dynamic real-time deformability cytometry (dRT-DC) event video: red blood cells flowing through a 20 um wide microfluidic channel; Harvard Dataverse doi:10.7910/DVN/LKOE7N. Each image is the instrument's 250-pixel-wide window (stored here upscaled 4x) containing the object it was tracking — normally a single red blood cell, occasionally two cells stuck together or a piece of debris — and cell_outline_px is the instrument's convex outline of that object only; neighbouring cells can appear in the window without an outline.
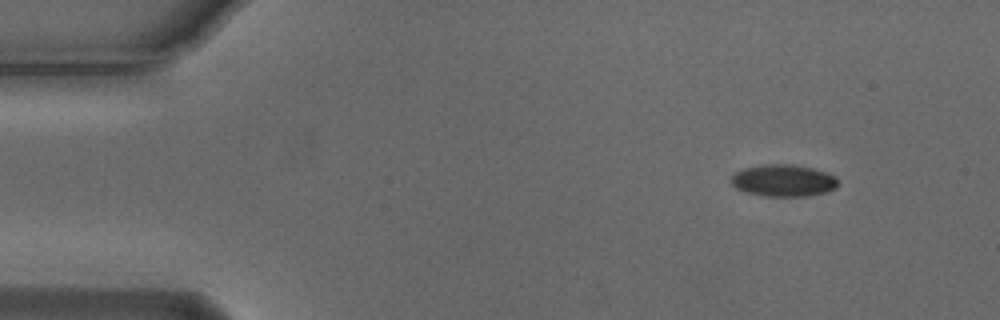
{"species": "Egyptian fruit bat (a non-hibernating species)", "species_latin": "Rousettus aegyptiacus", "temperature_condition": "cold", "stored_images_in_passage": 6, "camera_frame_rate_fps": 3000, "um_per_image_px": 0.085, "animal": {"sex": "male"}, "frame": {"image": 1, "passage_image": 1, "time_ms": 0.0, "image_size_px": [1000, 320], "cell_outline_px": [[840, 184], [836, 188], [828, 192], [804, 196], [764, 196], [748, 192], [736, 188], [728, 180], [740, 168], [760, 164], [792, 164], [812, 168], [836, 176], [840, 180]], "centroid_in_image_um": [66.6, 15.33], "position_along_channel_um": 18.4, "area_um2": 20.23}}
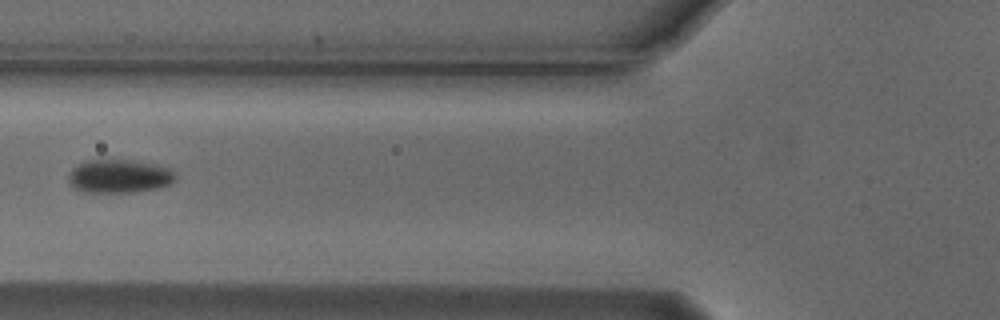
{"frame": {"image": 2, "passage_image": 5, "time_ms": 1.333, "image_size_px": [1000, 320], "cell_outline_px": [[176, 180], [168, 184], [156, 188], [132, 192], [84, 192], [72, 188], [68, 180], [68, 176], [72, 168], [76, 164], [84, 160], [100, 156], [132, 160], [172, 168], [176, 176]], "centroid_in_image_um": [10.06, 14.92], "position_along_channel_um": 115.7, "area_um2": 21.68}}
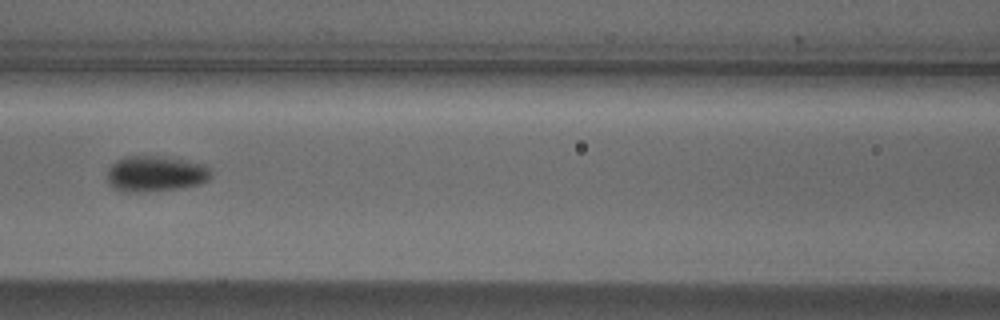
{"frame": {"image": 3, "passage_image": 6, "time_ms": 1.667, "image_size_px": [1000, 320], "cell_outline_px": [[212, 176], [208, 180], [200, 184], [180, 188], [140, 192], [120, 192], [112, 188], [108, 184], [108, 168], [116, 160], [124, 156], [160, 156], [208, 164], [212, 172]], "centroid_in_image_um": [13.22, 14.77], "position_along_channel_um": 153.4, "area_um2": 22.02}}